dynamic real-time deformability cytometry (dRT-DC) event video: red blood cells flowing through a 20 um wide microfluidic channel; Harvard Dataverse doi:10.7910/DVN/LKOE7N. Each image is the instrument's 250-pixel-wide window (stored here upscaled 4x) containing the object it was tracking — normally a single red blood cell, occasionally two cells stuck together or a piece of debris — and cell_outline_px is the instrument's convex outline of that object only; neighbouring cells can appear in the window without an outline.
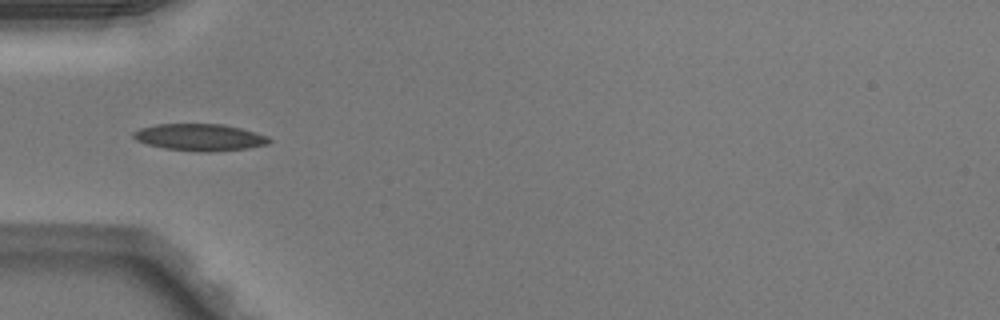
{"species": "Egyptian fruit bat (a non-hibernating species)", "species_latin": "Rousettus aegyptiacus", "temperature_condition": "warm", "stored_images_in_passage": 34, "camera_frame_rate_fps": 3000, "um_per_image_px": 0.085, "animal": {"sex": "male"}, "frame": {"image": 1, "passage_image": 1, "time_ms": 0.0, "image_size_px": [1000, 320], "cell_outline_px": [[272, 140], [268, 144], [248, 148], [208, 152], [204, 152], [164, 148], [148, 144], [136, 140], [132, 136], [132, 132], [140, 128], [156, 124], [224, 124], [240, 128], [268, 136]], "centroid_in_image_um": [16.98, 11.66], "position_along_channel_um": 68.0, "area_um2": 21.21}}
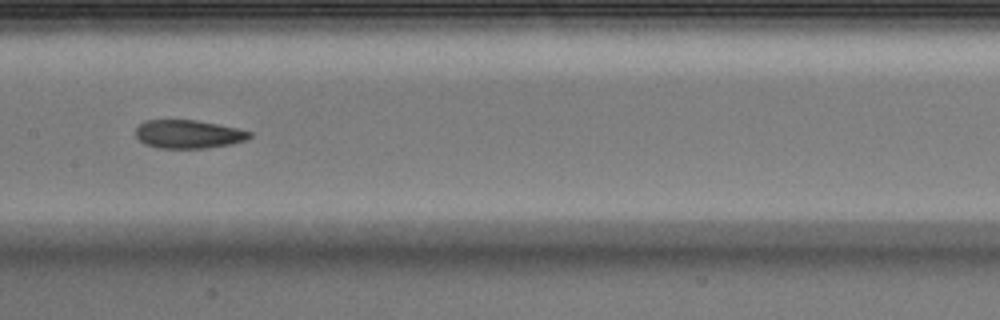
{"frame": {"image": 2, "passage_image": 10, "time_ms": 3.0, "image_size_px": [1000, 320], "cell_outline_px": [[252, 136], [244, 140], [232, 144], [208, 148], [156, 148], [144, 144], [136, 136], [136, 128], [144, 120], [196, 120], [236, 128], [252, 132]], "centroid_in_image_um": [15.99, 11.41], "position_along_channel_um": 191.4, "area_um2": 18.84}}
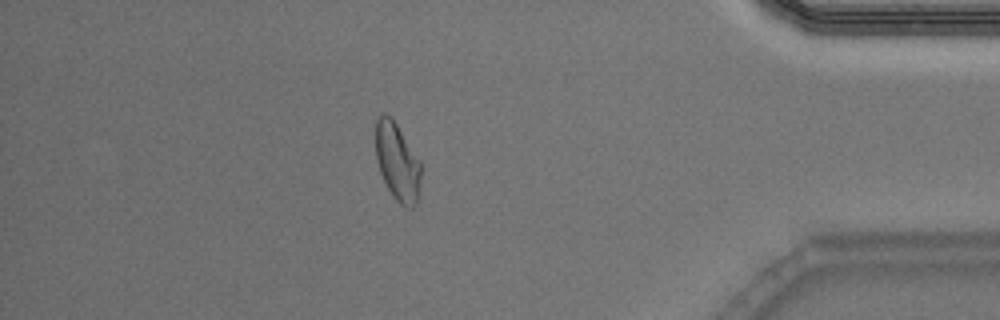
{"frame": {"image": 3, "passage_image": 28, "time_ms": 9.0, "image_size_px": [1000, 320], "cell_outline_px": [[420, 180], [416, 204], [412, 208], [408, 208], [400, 204], [392, 196], [380, 172], [376, 160], [376, 116], [380, 112], [388, 112], [392, 116], [420, 160]], "centroid_in_image_um": [33.75, 13.69], "position_along_channel_um": 401.5, "area_um2": 20.75}, "authors_computed_cell_mechanics": {"area_um2": 19.6809, "velocity_mm_per_s": 4.0974, "shape_relaxation_time_tau1_ms": null, "shape_relaxation_time_tau2_ms": 3.2359, "deformation_change_tau1": null, "deformation_change_tau2": 0.0876}}